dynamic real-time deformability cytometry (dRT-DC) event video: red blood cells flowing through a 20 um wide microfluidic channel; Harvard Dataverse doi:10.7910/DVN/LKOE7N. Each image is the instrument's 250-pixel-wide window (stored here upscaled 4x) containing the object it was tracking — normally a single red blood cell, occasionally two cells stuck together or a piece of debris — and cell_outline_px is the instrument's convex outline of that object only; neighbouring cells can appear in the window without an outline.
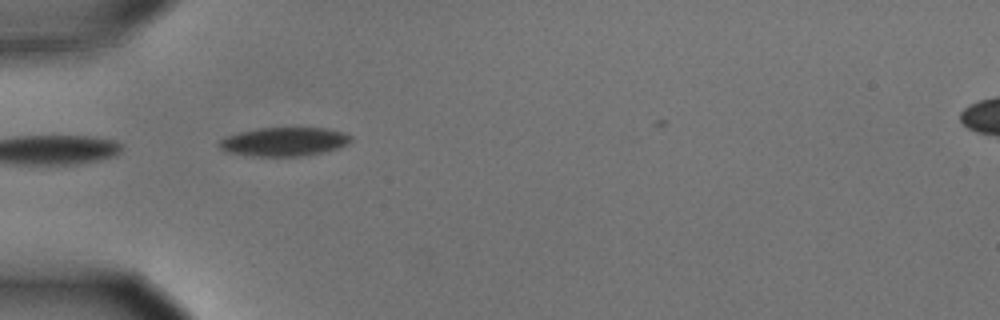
{"species": "common noctule bat (a hibernating species)", "species_latin": "Nyctalus noctula", "temperature_condition": "cold", "stored_images_in_passage": 11, "camera_frame_rate_fps": 3000, "um_per_image_px": 0.085, "animal": {"sex": "male", "body_mass_g": 15.6}, "frame": {"image": 1, "passage_image": 2, "time_ms": 0.333, "image_size_px": [1000, 320], "cell_outline_px": [[352, 140], [348, 144], [324, 152], [300, 156], [252, 156], [224, 152], [216, 144], [220, 140], [228, 136], [240, 132], [260, 128], [328, 128], [344, 132], [352, 136]], "centroid_in_image_um": [24.15, 12.05], "position_along_channel_um": 60.9, "area_um2": 22.14}}
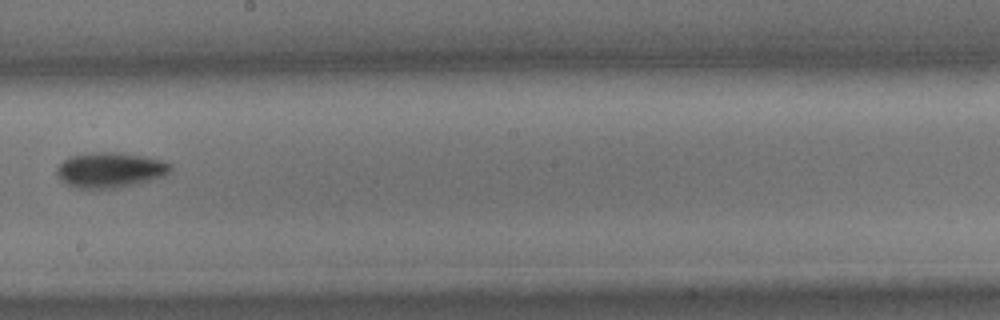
{"frame": {"image": 2, "passage_image": 6, "time_ms": 1.667, "image_size_px": [1000, 320], "cell_outline_px": [[172, 168], [164, 176], [152, 180], [120, 188], [76, 188], [68, 184], [56, 172], [56, 168], [68, 156], [92, 152], [120, 152], [144, 156], [160, 160], [172, 164]], "centroid_in_image_um": [9.39, 14.44], "position_along_channel_um": 238.8, "area_um2": 23.35}}
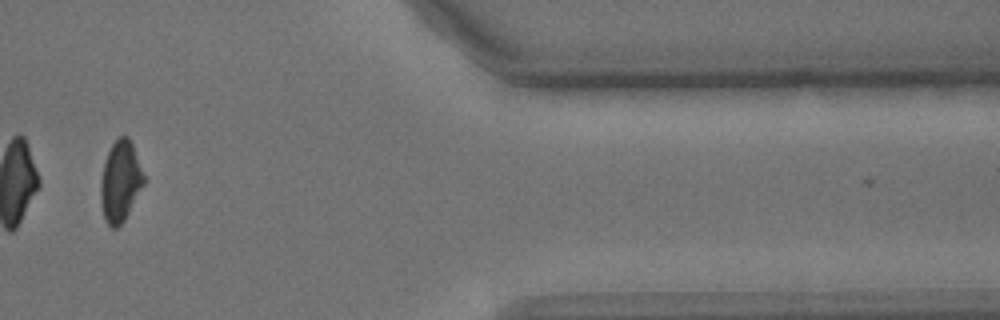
{"frame": {"image": 3, "passage_image": 10, "time_ms": 3.0, "image_size_px": [1000, 320], "cell_outline_px": [[144, 184], [124, 220], [116, 228], [112, 228], [108, 224], [104, 216], [100, 204], [100, 180], [104, 160], [112, 144], [120, 136], [128, 136], [132, 144], [144, 176]], "centroid_in_image_um": [10.2, 15.42], "position_along_channel_um": 401.2, "area_um2": 20.11}}